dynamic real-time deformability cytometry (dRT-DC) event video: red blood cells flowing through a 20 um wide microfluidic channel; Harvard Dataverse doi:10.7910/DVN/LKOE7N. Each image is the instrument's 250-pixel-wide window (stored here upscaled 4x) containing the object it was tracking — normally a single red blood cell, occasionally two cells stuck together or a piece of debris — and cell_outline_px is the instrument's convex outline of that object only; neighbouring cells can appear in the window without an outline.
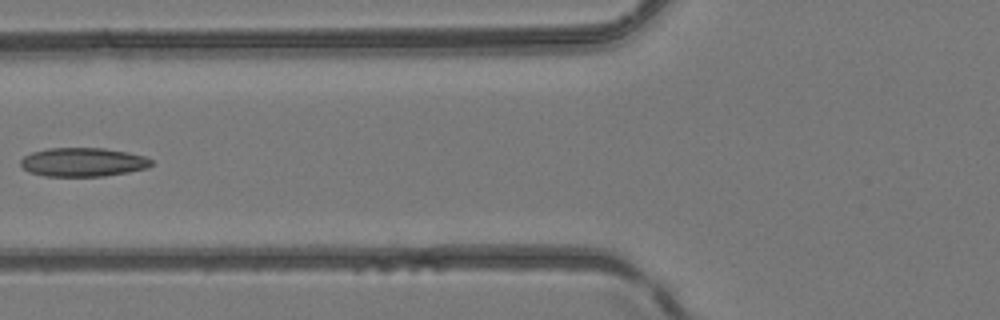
{"species": "common noctule bat (a hibernating species)", "species_latin": "Nyctalus noctula", "temperature_condition": "room temperature", "stored_images_in_passage": 5, "camera_frame_rate_fps": 3000, "um_per_image_px": 0.085, "animal": {"sex": "female", "body_mass_g": 24.6, "forearm_length_mm": 56.2}, "frame": {"image": 1, "passage_image": 5, "time_ms": 4.667, "image_size_px": [1000, 320], "cell_outline_px": [[152, 164], [148, 168], [128, 172], [104, 176], [44, 176], [28, 172], [20, 164], [20, 160], [24, 156], [32, 152], [48, 148], [104, 148], [128, 152], [144, 156], [152, 160]], "centroid_in_image_um": [7.05, 13.78], "position_along_channel_um": 118.8, "area_um2": 22.02}}